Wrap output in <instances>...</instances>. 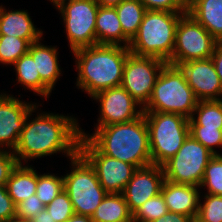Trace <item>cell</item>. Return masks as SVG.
<instances>
[{
  "label": "cell",
  "instance_id": "obj_1",
  "mask_svg": "<svg viewBox=\"0 0 222 222\" xmlns=\"http://www.w3.org/2000/svg\"><path fill=\"white\" fill-rule=\"evenodd\" d=\"M40 106L42 104L37 102L29 111L16 148L12 151L18 164H27L28 161L30 164L37 158L52 157L58 153H62L68 161L79 153L81 127L78 118L42 111Z\"/></svg>",
  "mask_w": 222,
  "mask_h": 222
},
{
  "label": "cell",
  "instance_id": "obj_2",
  "mask_svg": "<svg viewBox=\"0 0 222 222\" xmlns=\"http://www.w3.org/2000/svg\"><path fill=\"white\" fill-rule=\"evenodd\" d=\"M77 71L76 86L89 98L96 93L121 86L128 47L96 44L71 52Z\"/></svg>",
  "mask_w": 222,
  "mask_h": 222
},
{
  "label": "cell",
  "instance_id": "obj_3",
  "mask_svg": "<svg viewBox=\"0 0 222 222\" xmlns=\"http://www.w3.org/2000/svg\"><path fill=\"white\" fill-rule=\"evenodd\" d=\"M94 127L90 134L81 128V137H86L102 154L137 168L152 164L144 114L129 122Z\"/></svg>",
  "mask_w": 222,
  "mask_h": 222
},
{
  "label": "cell",
  "instance_id": "obj_4",
  "mask_svg": "<svg viewBox=\"0 0 222 222\" xmlns=\"http://www.w3.org/2000/svg\"><path fill=\"white\" fill-rule=\"evenodd\" d=\"M185 13L147 10L137 34L130 41V53L156 57L167 63L175 47L177 24Z\"/></svg>",
  "mask_w": 222,
  "mask_h": 222
},
{
  "label": "cell",
  "instance_id": "obj_5",
  "mask_svg": "<svg viewBox=\"0 0 222 222\" xmlns=\"http://www.w3.org/2000/svg\"><path fill=\"white\" fill-rule=\"evenodd\" d=\"M198 100L178 66L166 64L143 111L176 113L190 119Z\"/></svg>",
  "mask_w": 222,
  "mask_h": 222
},
{
  "label": "cell",
  "instance_id": "obj_6",
  "mask_svg": "<svg viewBox=\"0 0 222 222\" xmlns=\"http://www.w3.org/2000/svg\"><path fill=\"white\" fill-rule=\"evenodd\" d=\"M150 140L152 164L162 166L190 134L189 119L176 113L143 111Z\"/></svg>",
  "mask_w": 222,
  "mask_h": 222
},
{
  "label": "cell",
  "instance_id": "obj_7",
  "mask_svg": "<svg viewBox=\"0 0 222 222\" xmlns=\"http://www.w3.org/2000/svg\"><path fill=\"white\" fill-rule=\"evenodd\" d=\"M69 163L71 171L63 175L64 190L75 214L92 216L107 192L100 185L95 169L80 153L69 159Z\"/></svg>",
  "mask_w": 222,
  "mask_h": 222
},
{
  "label": "cell",
  "instance_id": "obj_8",
  "mask_svg": "<svg viewBox=\"0 0 222 222\" xmlns=\"http://www.w3.org/2000/svg\"><path fill=\"white\" fill-rule=\"evenodd\" d=\"M98 8L95 0H70L56 8L64 25L70 52L96 45Z\"/></svg>",
  "mask_w": 222,
  "mask_h": 222
},
{
  "label": "cell",
  "instance_id": "obj_9",
  "mask_svg": "<svg viewBox=\"0 0 222 222\" xmlns=\"http://www.w3.org/2000/svg\"><path fill=\"white\" fill-rule=\"evenodd\" d=\"M213 156L211 151L189 134L179 151L162 165L165 180L199 187L205 168Z\"/></svg>",
  "mask_w": 222,
  "mask_h": 222
},
{
  "label": "cell",
  "instance_id": "obj_10",
  "mask_svg": "<svg viewBox=\"0 0 222 222\" xmlns=\"http://www.w3.org/2000/svg\"><path fill=\"white\" fill-rule=\"evenodd\" d=\"M218 41L187 12L180 18L175 47L168 64L178 66L193 60L211 58Z\"/></svg>",
  "mask_w": 222,
  "mask_h": 222
},
{
  "label": "cell",
  "instance_id": "obj_11",
  "mask_svg": "<svg viewBox=\"0 0 222 222\" xmlns=\"http://www.w3.org/2000/svg\"><path fill=\"white\" fill-rule=\"evenodd\" d=\"M166 64L156 57L137 56L130 53L124 65L121 86L144 108Z\"/></svg>",
  "mask_w": 222,
  "mask_h": 222
},
{
  "label": "cell",
  "instance_id": "obj_12",
  "mask_svg": "<svg viewBox=\"0 0 222 222\" xmlns=\"http://www.w3.org/2000/svg\"><path fill=\"white\" fill-rule=\"evenodd\" d=\"M79 153L95 169L100 185L107 193H122L138 169L115 158L102 154L86 137H81Z\"/></svg>",
  "mask_w": 222,
  "mask_h": 222
},
{
  "label": "cell",
  "instance_id": "obj_13",
  "mask_svg": "<svg viewBox=\"0 0 222 222\" xmlns=\"http://www.w3.org/2000/svg\"><path fill=\"white\" fill-rule=\"evenodd\" d=\"M91 99L99 104L95 126L125 123L143 115V107L122 86L100 91Z\"/></svg>",
  "mask_w": 222,
  "mask_h": 222
},
{
  "label": "cell",
  "instance_id": "obj_14",
  "mask_svg": "<svg viewBox=\"0 0 222 222\" xmlns=\"http://www.w3.org/2000/svg\"><path fill=\"white\" fill-rule=\"evenodd\" d=\"M6 92L4 90L0 92V150L13 151L27 115L37 102L23 101Z\"/></svg>",
  "mask_w": 222,
  "mask_h": 222
},
{
  "label": "cell",
  "instance_id": "obj_15",
  "mask_svg": "<svg viewBox=\"0 0 222 222\" xmlns=\"http://www.w3.org/2000/svg\"><path fill=\"white\" fill-rule=\"evenodd\" d=\"M198 101L222 100V83L211 58L179 64Z\"/></svg>",
  "mask_w": 222,
  "mask_h": 222
},
{
  "label": "cell",
  "instance_id": "obj_16",
  "mask_svg": "<svg viewBox=\"0 0 222 222\" xmlns=\"http://www.w3.org/2000/svg\"><path fill=\"white\" fill-rule=\"evenodd\" d=\"M164 180L162 166L151 164L138 168L122 192L130 212L133 214L147 200L161 193Z\"/></svg>",
  "mask_w": 222,
  "mask_h": 222
},
{
  "label": "cell",
  "instance_id": "obj_17",
  "mask_svg": "<svg viewBox=\"0 0 222 222\" xmlns=\"http://www.w3.org/2000/svg\"><path fill=\"white\" fill-rule=\"evenodd\" d=\"M200 188L189 184H176L164 180L161 194L164 197L168 211L191 217L194 221L198 214Z\"/></svg>",
  "mask_w": 222,
  "mask_h": 222
},
{
  "label": "cell",
  "instance_id": "obj_18",
  "mask_svg": "<svg viewBox=\"0 0 222 222\" xmlns=\"http://www.w3.org/2000/svg\"><path fill=\"white\" fill-rule=\"evenodd\" d=\"M28 10L6 9L0 4V35L14 36L26 39L30 44L39 41L44 36L41 28H37Z\"/></svg>",
  "mask_w": 222,
  "mask_h": 222
},
{
  "label": "cell",
  "instance_id": "obj_19",
  "mask_svg": "<svg viewBox=\"0 0 222 222\" xmlns=\"http://www.w3.org/2000/svg\"><path fill=\"white\" fill-rule=\"evenodd\" d=\"M44 37L35 43H31L28 53L36 61L37 71L41 81L52 91L62 74L59 64L58 47L42 43Z\"/></svg>",
  "mask_w": 222,
  "mask_h": 222
},
{
  "label": "cell",
  "instance_id": "obj_20",
  "mask_svg": "<svg viewBox=\"0 0 222 222\" xmlns=\"http://www.w3.org/2000/svg\"><path fill=\"white\" fill-rule=\"evenodd\" d=\"M95 29L96 44L129 47L131 40L123 33L115 7L99 6Z\"/></svg>",
  "mask_w": 222,
  "mask_h": 222
},
{
  "label": "cell",
  "instance_id": "obj_21",
  "mask_svg": "<svg viewBox=\"0 0 222 222\" xmlns=\"http://www.w3.org/2000/svg\"><path fill=\"white\" fill-rule=\"evenodd\" d=\"M187 13L218 41H222V0H189Z\"/></svg>",
  "mask_w": 222,
  "mask_h": 222
},
{
  "label": "cell",
  "instance_id": "obj_22",
  "mask_svg": "<svg viewBox=\"0 0 222 222\" xmlns=\"http://www.w3.org/2000/svg\"><path fill=\"white\" fill-rule=\"evenodd\" d=\"M30 164H18L7 181L6 188L15 205L36 193L37 169Z\"/></svg>",
  "mask_w": 222,
  "mask_h": 222
},
{
  "label": "cell",
  "instance_id": "obj_23",
  "mask_svg": "<svg viewBox=\"0 0 222 222\" xmlns=\"http://www.w3.org/2000/svg\"><path fill=\"white\" fill-rule=\"evenodd\" d=\"M13 69L16 75V84H20L23 89L33 94L43 97L46 101L53 93L40 79V75L37 71L36 61L32 56L27 53L18 59L13 65Z\"/></svg>",
  "mask_w": 222,
  "mask_h": 222
},
{
  "label": "cell",
  "instance_id": "obj_24",
  "mask_svg": "<svg viewBox=\"0 0 222 222\" xmlns=\"http://www.w3.org/2000/svg\"><path fill=\"white\" fill-rule=\"evenodd\" d=\"M93 222H133L122 193H107L91 216Z\"/></svg>",
  "mask_w": 222,
  "mask_h": 222
},
{
  "label": "cell",
  "instance_id": "obj_25",
  "mask_svg": "<svg viewBox=\"0 0 222 222\" xmlns=\"http://www.w3.org/2000/svg\"><path fill=\"white\" fill-rule=\"evenodd\" d=\"M123 33L132 40L147 9L139 0H123L116 7Z\"/></svg>",
  "mask_w": 222,
  "mask_h": 222
},
{
  "label": "cell",
  "instance_id": "obj_26",
  "mask_svg": "<svg viewBox=\"0 0 222 222\" xmlns=\"http://www.w3.org/2000/svg\"><path fill=\"white\" fill-rule=\"evenodd\" d=\"M189 126L222 128V100L198 101Z\"/></svg>",
  "mask_w": 222,
  "mask_h": 222
},
{
  "label": "cell",
  "instance_id": "obj_27",
  "mask_svg": "<svg viewBox=\"0 0 222 222\" xmlns=\"http://www.w3.org/2000/svg\"><path fill=\"white\" fill-rule=\"evenodd\" d=\"M30 43L26 39L14 36L0 35L1 67H11L18 59L28 53Z\"/></svg>",
  "mask_w": 222,
  "mask_h": 222
},
{
  "label": "cell",
  "instance_id": "obj_28",
  "mask_svg": "<svg viewBox=\"0 0 222 222\" xmlns=\"http://www.w3.org/2000/svg\"><path fill=\"white\" fill-rule=\"evenodd\" d=\"M46 173L38 174L37 172V187L36 195L46 206L48 205L62 190H64V178L63 175L58 173Z\"/></svg>",
  "mask_w": 222,
  "mask_h": 222
},
{
  "label": "cell",
  "instance_id": "obj_29",
  "mask_svg": "<svg viewBox=\"0 0 222 222\" xmlns=\"http://www.w3.org/2000/svg\"><path fill=\"white\" fill-rule=\"evenodd\" d=\"M199 188L204 190L201 193L222 196V155H214L209 160Z\"/></svg>",
  "mask_w": 222,
  "mask_h": 222
},
{
  "label": "cell",
  "instance_id": "obj_30",
  "mask_svg": "<svg viewBox=\"0 0 222 222\" xmlns=\"http://www.w3.org/2000/svg\"><path fill=\"white\" fill-rule=\"evenodd\" d=\"M195 221L222 222V196L202 193Z\"/></svg>",
  "mask_w": 222,
  "mask_h": 222
},
{
  "label": "cell",
  "instance_id": "obj_31",
  "mask_svg": "<svg viewBox=\"0 0 222 222\" xmlns=\"http://www.w3.org/2000/svg\"><path fill=\"white\" fill-rule=\"evenodd\" d=\"M168 208L161 193L150 198L133 213V222H151L167 214Z\"/></svg>",
  "mask_w": 222,
  "mask_h": 222
},
{
  "label": "cell",
  "instance_id": "obj_32",
  "mask_svg": "<svg viewBox=\"0 0 222 222\" xmlns=\"http://www.w3.org/2000/svg\"><path fill=\"white\" fill-rule=\"evenodd\" d=\"M190 134L214 155H222V128H205L204 126H189ZM216 148H220L218 151ZM220 152V153H219Z\"/></svg>",
  "mask_w": 222,
  "mask_h": 222
},
{
  "label": "cell",
  "instance_id": "obj_33",
  "mask_svg": "<svg viewBox=\"0 0 222 222\" xmlns=\"http://www.w3.org/2000/svg\"><path fill=\"white\" fill-rule=\"evenodd\" d=\"M53 221L65 222L75 214L68 193L62 190L48 205L45 206Z\"/></svg>",
  "mask_w": 222,
  "mask_h": 222
},
{
  "label": "cell",
  "instance_id": "obj_34",
  "mask_svg": "<svg viewBox=\"0 0 222 222\" xmlns=\"http://www.w3.org/2000/svg\"><path fill=\"white\" fill-rule=\"evenodd\" d=\"M147 10L187 12L186 0H139Z\"/></svg>",
  "mask_w": 222,
  "mask_h": 222
},
{
  "label": "cell",
  "instance_id": "obj_35",
  "mask_svg": "<svg viewBox=\"0 0 222 222\" xmlns=\"http://www.w3.org/2000/svg\"><path fill=\"white\" fill-rule=\"evenodd\" d=\"M44 208L45 205L42 203V201L37 197L36 194H33L16 205V216L20 218L32 219Z\"/></svg>",
  "mask_w": 222,
  "mask_h": 222
},
{
  "label": "cell",
  "instance_id": "obj_36",
  "mask_svg": "<svg viewBox=\"0 0 222 222\" xmlns=\"http://www.w3.org/2000/svg\"><path fill=\"white\" fill-rule=\"evenodd\" d=\"M18 165L12 151L0 150V186H6L13 169Z\"/></svg>",
  "mask_w": 222,
  "mask_h": 222
},
{
  "label": "cell",
  "instance_id": "obj_37",
  "mask_svg": "<svg viewBox=\"0 0 222 222\" xmlns=\"http://www.w3.org/2000/svg\"><path fill=\"white\" fill-rule=\"evenodd\" d=\"M16 216V205L9 196L6 186H0V222Z\"/></svg>",
  "mask_w": 222,
  "mask_h": 222
},
{
  "label": "cell",
  "instance_id": "obj_38",
  "mask_svg": "<svg viewBox=\"0 0 222 222\" xmlns=\"http://www.w3.org/2000/svg\"><path fill=\"white\" fill-rule=\"evenodd\" d=\"M151 222H194V220L187 216L179 213L167 212V214L155 219Z\"/></svg>",
  "mask_w": 222,
  "mask_h": 222
},
{
  "label": "cell",
  "instance_id": "obj_39",
  "mask_svg": "<svg viewBox=\"0 0 222 222\" xmlns=\"http://www.w3.org/2000/svg\"><path fill=\"white\" fill-rule=\"evenodd\" d=\"M211 59L222 83V41L216 43Z\"/></svg>",
  "mask_w": 222,
  "mask_h": 222
},
{
  "label": "cell",
  "instance_id": "obj_40",
  "mask_svg": "<svg viewBox=\"0 0 222 222\" xmlns=\"http://www.w3.org/2000/svg\"><path fill=\"white\" fill-rule=\"evenodd\" d=\"M33 222H56L53 221L50 213L44 208L39 214L31 219Z\"/></svg>",
  "mask_w": 222,
  "mask_h": 222
},
{
  "label": "cell",
  "instance_id": "obj_41",
  "mask_svg": "<svg viewBox=\"0 0 222 222\" xmlns=\"http://www.w3.org/2000/svg\"><path fill=\"white\" fill-rule=\"evenodd\" d=\"M65 222H93V220H92L91 216L73 214Z\"/></svg>",
  "mask_w": 222,
  "mask_h": 222
},
{
  "label": "cell",
  "instance_id": "obj_42",
  "mask_svg": "<svg viewBox=\"0 0 222 222\" xmlns=\"http://www.w3.org/2000/svg\"><path fill=\"white\" fill-rule=\"evenodd\" d=\"M99 6L116 7L123 0H95Z\"/></svg>",
  "mask_w": 222,
  "mask_h": 222
},
{
  "label": "cell",
  "instance_id": "obj_43",
  "mask_svg": "<svg viewBox=\"0 0 222 222\" xmlns=\"http://www.w3.org/2000/svg\"><path fill=\"white\" fill-rule=\"evenodd\" d=\"M3 222H33V221L31 219L20 218V217L14 216L11 219H8Z\"/></svg>",
  "mask_w": 222,
  "mask_h": 222
},
{
  "label": "cell",
  "instance_id": "obj_44",
  "mask_svg": "<svg viewBox=\"0 0 222 222\" xmlns=\"http://www.w3.org/2000/svg\"><path fill=\"white\" fill-rule=\"evenodd\" d=\"M47 1H50V4L53 5V8H57L59 7L62 3L64 2H67V1H70V0H47Z\"/></svg>",
  "mask_w": 222,
  "mask_h": 222
}]
</instances>
